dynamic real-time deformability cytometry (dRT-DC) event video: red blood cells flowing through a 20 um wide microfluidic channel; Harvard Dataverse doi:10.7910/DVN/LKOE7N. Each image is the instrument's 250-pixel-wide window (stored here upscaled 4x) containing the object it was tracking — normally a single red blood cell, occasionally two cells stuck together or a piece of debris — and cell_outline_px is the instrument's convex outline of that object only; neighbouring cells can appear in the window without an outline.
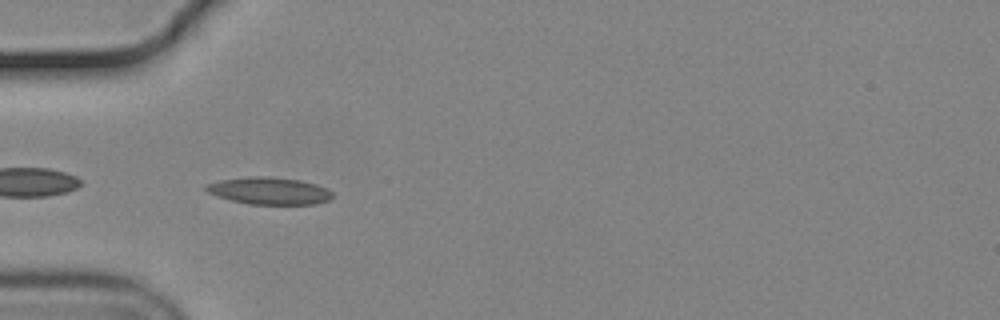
{"species": "common noctule bat (a hibernating species)", "species_latin": "Nyctalus noctula", "temperature_condition": "cold", "stored_images_in_passage": 39, "camera_frame_rate_fps": 3000, "um_per_image_px": 0.085, "animal": {"sex": "male", "body_mass_g": 19.2, "forearm_length_mm": 51.8}, "frame": {"image": 1, "passage_image": 1, "time_ms": 0.0, "image_size_px": [1000, 320], "cell_outline_px": [[332, 196], [328, 200], [316, 204], [248, 204], [232, 200], [208, 192], [204, 188], [204, 184], [220, 180], [248, 176], [268, 176], [300, 180], [316, 184], [332, 192]], "centroid_in_image_um": [22.86, 16.21], "position_along_channel_um": 62.1, "area_um2": 19.88}}
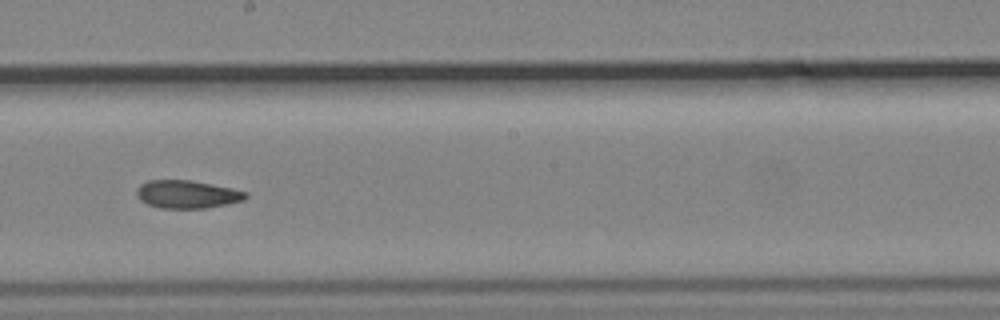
{"frame": {"image": 2, "passage_image": 15, "time_ms": 4.667, "image_size_px": [1000, 320], "cell_outline_px": [[248, 196], [244, 200], [204, 208], [160, 208], [148, 204], [140, 200], [136, 196], [136, 188], [140, 184], [148, 180], [192, 180], [232, 188], [248, 192]], "centroid_in_image_um": [15.88, 16.5], "position_along_channel_um": 232.3, "area_um2": 17.8}}
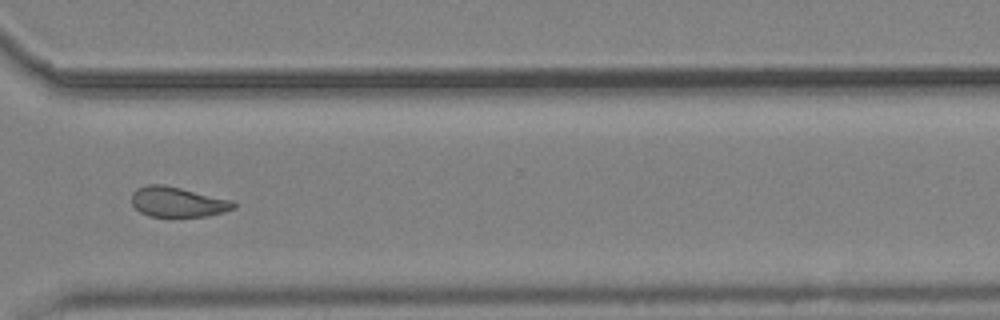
{"frame": {"image": 3, "passage_image": 25, "time_ms": 8.0, "image_size_px": [1000, 320], "cell_outline_px": [[236, 208], [224, 212], [204, 216], [148, 216], [140, 212], [132, 204], [132, 192], [136, 188], [148, 184], [164, 184], [232, 200], [236, 204]], "centroid_in_image_um": [15.09, 17.15], "position_along_channel_um": 355.5, "area_um2": 17.86}, "authors_computed_cell_mechanics": {"area_um2": 18.4382, "velocity_mm_per_s": 3.7054, "shape_relaxation_time_tau1_ms": 7.5968, "shape_relaxation_time_tau2_ms": 4.3968, "deformation_change_tau1": 0.158, "deformation_change_tau2": 0.1132}}